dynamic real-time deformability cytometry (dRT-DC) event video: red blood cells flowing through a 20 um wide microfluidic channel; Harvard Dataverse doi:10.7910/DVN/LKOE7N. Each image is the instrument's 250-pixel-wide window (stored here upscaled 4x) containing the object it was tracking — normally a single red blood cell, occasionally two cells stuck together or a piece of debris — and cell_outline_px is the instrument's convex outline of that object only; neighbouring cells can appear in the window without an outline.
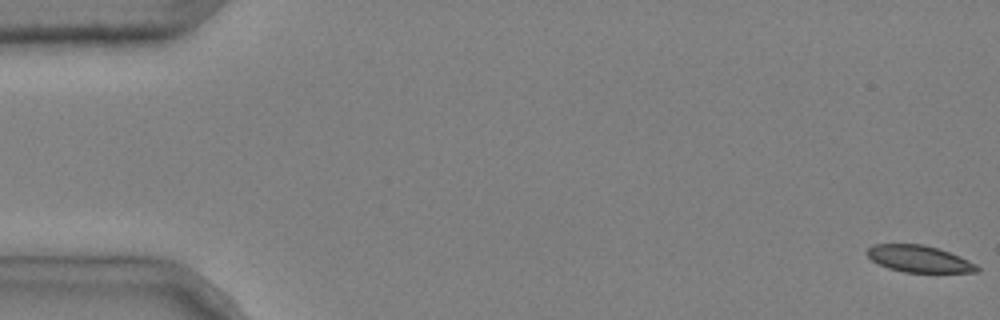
{"species": "common noctule bat (a hibernating species)", "species_latin": "Nyctalus noctula", "temperature_condition": "cold", "stored_images_in_passage": 6, "segment_of_instrument_passage": [1, 2], "camera_frame_rate_fps": 3000, "um_per_image_px": 0.085, "animal": {"sex": "male", "body_mass_g": 20.4}, "frame": {"image": 1, "passage_image": 1, "time_ms": 0.0, "image_size_px": [1000, 320], "cell_outline_px": [[980, 272], [904, 272], [888, 268], [872, 260], [864, 252], [872, 244], [924, 244], [960, 256], [976, 264], [980, 268]], "centroid_in_image_um": [78.11, 22.0], "position_along_channel_um": 6.9, "area_um2": 17.11}}
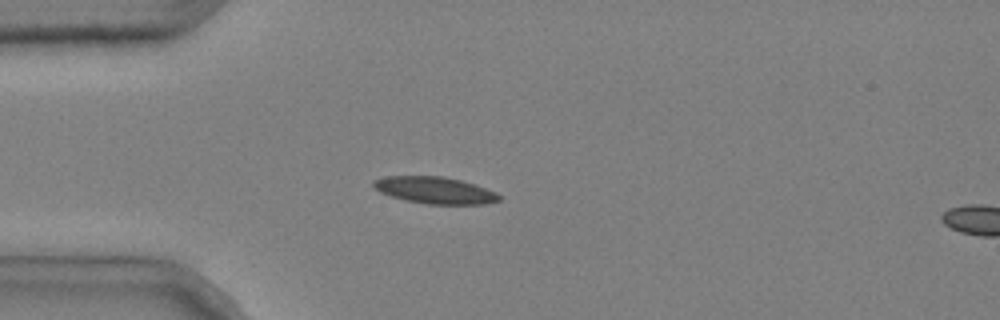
{"frame": {"image": 2, "passage_image": 5, "time_ms": 1.333, "image_size_px": [1000, 320], "cell_outline_px": [[500, 200], [488, 204], [428, 204], [408, 200], [392, 196], [380, 192], [372, 184], [372, 180], [388, 176], [440, 176], [460, 180], [496, 192], [500, 196]], "centroid_in_image_um": [36.97, 16.17], "position_along_channel_um": 48.0, "area_um2": 19.31}}